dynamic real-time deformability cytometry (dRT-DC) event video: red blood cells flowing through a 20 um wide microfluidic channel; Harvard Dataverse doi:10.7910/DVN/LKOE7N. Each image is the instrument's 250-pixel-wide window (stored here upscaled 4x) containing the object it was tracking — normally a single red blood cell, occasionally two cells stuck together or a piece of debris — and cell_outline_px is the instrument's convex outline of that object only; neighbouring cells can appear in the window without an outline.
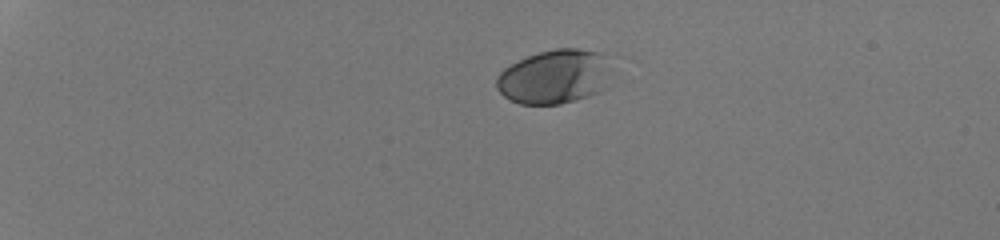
{"species": "human", "species_latin": "Homo sapiens", "temperature_condition": "room temperature", "stored_images_in_passage": 40, "camera_frame_rate_fps": 3000, "um_per_image_px": 0.085, "donor": {"sex": "male"}, "frame": {"image": 1, "passage_image": 1, "time_ms": 0.0, "image_size_px": [1000, 240], "cell_outline_px": [[604, 52], [596, 92], [588, 96], [576, 100], [560, 104], [520, 104], [504, 96], [496, 88], [496, 76], [504, 68], [528, 56], [540, 52], [556, 48], [576, 48]], "centroid_in_image_um": [46.9, 6.52], "position_along_channel_um": 38.1, "area_um2": 34.39}}
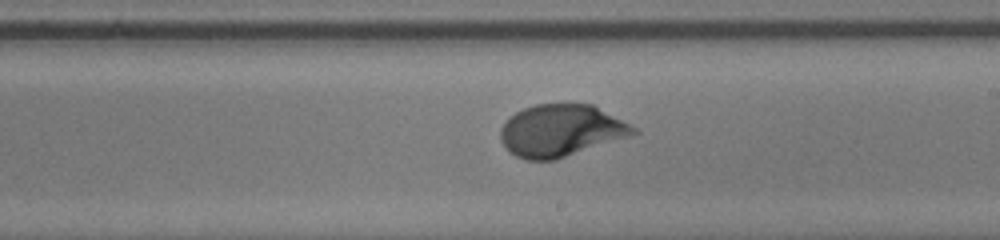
{"frame": {"image": 2, "passage_image": 23, "time_ms": 7.333, "image_size_px": [1000, 240], "cell_outline_px": [[640, 132], [556, 160], [524, 160], [508, 152], [500, 140], [500, 128], [516, 112], [524, 108], [536, 104], [592, 104], [636, 128]], "centroid_in_image_um": [47.64, 11.11], "position_along_channel_um": 241.4, "area_um2": 39.94}}
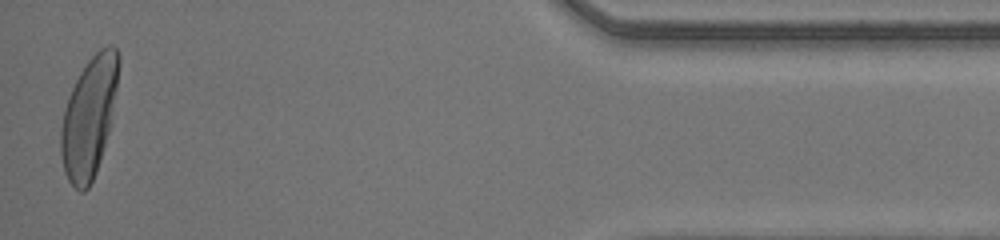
{"frame": {"image": 3, "passage_image": 40, "time_ms": 13.0, "image_size_px": [1000, 240], "cell_outline_px": [[120, 60], [112, 124], [96, 172], [88, 188], [84, 192], [80, 192], [68, 180], [64, 172], [60, 152], [60, 132], [64, 108], [68, 96], [80, 72], [88, 60], [100, 48], [108, 44], [112, 44], [116, 48], [120, 56]], "centroid_in_image_um": [7.58, 9.94], "position_along_channel_um": 427.6, "area_um2": 40.81}, "authors_computed_cell_mechanics": {"area_um2": 38.8705, "velocity_mm_per_s": 4.2178, "shape_relaxation_time_tau1_ms": 3.9475, "shape_relaxation_time_tau2_ms": null, "deformation_change_tau1": 0.2082, "deformation_change_tau2": null}}